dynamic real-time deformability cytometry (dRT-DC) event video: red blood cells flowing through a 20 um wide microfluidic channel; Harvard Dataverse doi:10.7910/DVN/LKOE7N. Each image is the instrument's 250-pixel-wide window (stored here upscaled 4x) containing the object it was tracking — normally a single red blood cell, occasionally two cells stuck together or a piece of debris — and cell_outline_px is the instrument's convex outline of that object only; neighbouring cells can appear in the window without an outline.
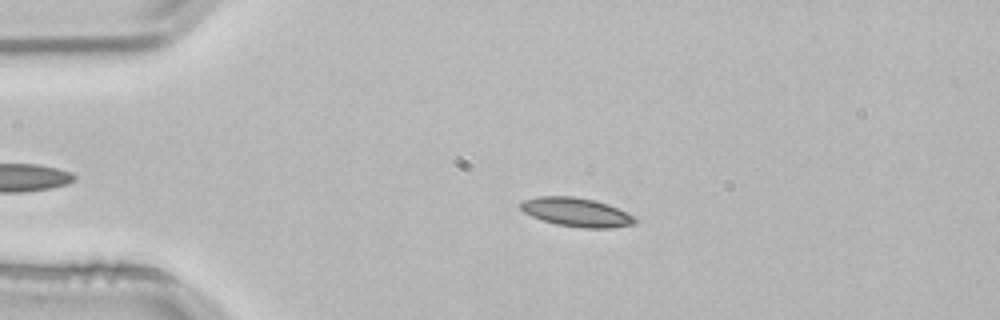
{"species": "common noctule bat (a hibernating species)", "species_latin": "Nyctalus noctula", "temperature_condition": "room temperature", "stored_images_in_passage": 5, "camera_frame_rate_fps": 3000, "um_per_image_px": 0.085, "animal": {"sex": "male", "body_mass_g": 21.5, "forearm_length_mm": 52.0}, "frame": {"image": 1, "passage_image": 3, "time_ms": 0.667, "image_size_px": [1000, 320], "cell_outline_px": [[636, 220], [632, 224], [608, 228], [584, 228], [556, 224], [532, 216], [524, 212], [520, 208], [520, 204], [524, 200], [536, 196], [572, 196], [592, 200], [608, 204], [632, 216]], "centroid_in_image_um": [48.94, 18.03], "position_along_channel_um": 36.1, "area_um2": 18.79}}